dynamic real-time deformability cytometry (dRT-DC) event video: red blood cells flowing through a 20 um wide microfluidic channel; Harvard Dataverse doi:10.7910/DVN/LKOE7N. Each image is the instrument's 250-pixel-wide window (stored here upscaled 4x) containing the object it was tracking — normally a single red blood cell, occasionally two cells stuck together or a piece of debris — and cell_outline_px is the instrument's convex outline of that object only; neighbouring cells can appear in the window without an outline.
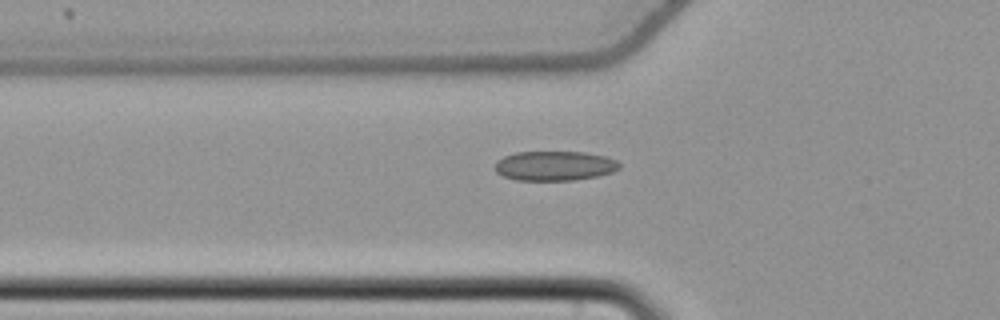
{"species": "common noctule bat (a hibernating species)", "species_latin": "Nyctalus noctula", "temperature_condition": "cold", "stored_images_in_passage": 42, "camera_frame_rate_fps": 3000, "um_per_image_px": 0.085, "animal": {"sex": "female", "body_mass_g": 22.7, "forearm_length_mm": 54.2}, "frame": {"image": 1, "passage_image": 7, "time_ms": 2.0, "image_size_px": [1000, 320], "cell_outline_px": [[620, 168], [612, 172], [596, 176], [572, 180], [516, 180], [504, 176], [496, 172], [496, 160], [504, 156], [516, 152], [584, 152], [604, 156], [616, 160], [620, 164]], "centroid_in_image_um": [47.13, 14.09], "position_along_channel_um": 78.7, "area_um2": 21.33}}
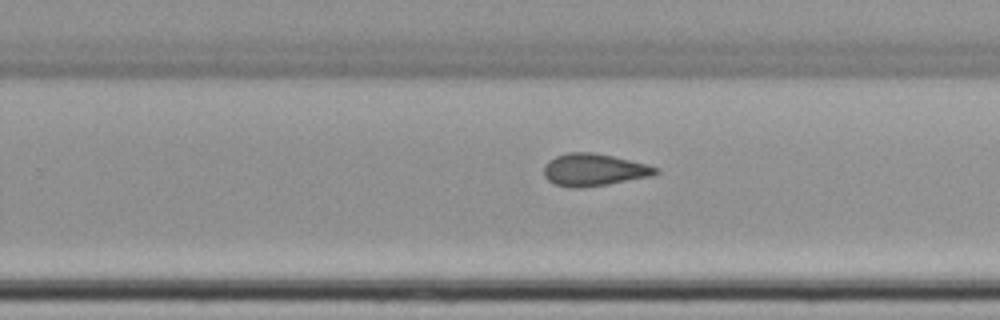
{"frame": {"image": 2, "passage_image": 23, "time_ms": 7.333, "image_size_px": [1000, 320], "cell_outline_px": [[660, 172], [652, 176], [608, 184], [580, 188], [568, 188], [556, 184], [548, 180], [544, 176], [544, 164], [548, 160], [556, 156], [568, 152], [592, 152], [612, 156], [648, 164], [660, 168]], "centroid_in_image_um": [50.49, 14.43], "position_along_channel_um": 279.3, "area_um2": 21.21}}
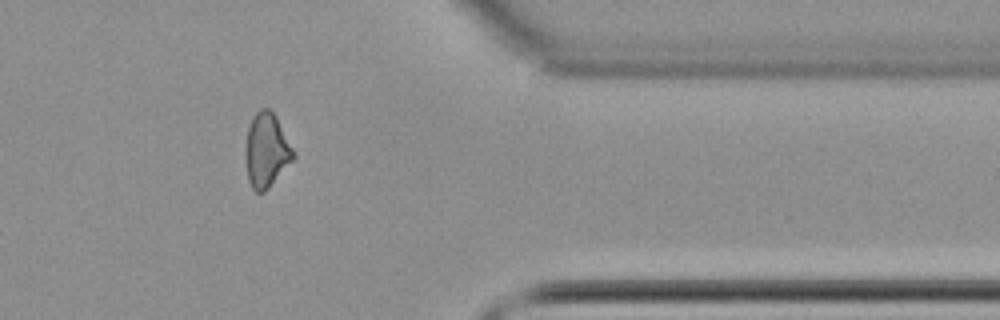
{"frame": {"image": 3, "passage_image": 33, "time_ms": 10.667, "image_size_px": [1000, 320], "cell_outline_px": [[296, 156], [268, 188], [264, 192], [256, 192], [252, 188], [248, 180], [244, 156], [244, 148], [248, 128], [252, 116], [260, 108], [268, 108], [276, 116]], "centroid_in_image_um": [22.61, 12.77], "position_along_channel_um": 388.8, "area_um2": 20.69}}